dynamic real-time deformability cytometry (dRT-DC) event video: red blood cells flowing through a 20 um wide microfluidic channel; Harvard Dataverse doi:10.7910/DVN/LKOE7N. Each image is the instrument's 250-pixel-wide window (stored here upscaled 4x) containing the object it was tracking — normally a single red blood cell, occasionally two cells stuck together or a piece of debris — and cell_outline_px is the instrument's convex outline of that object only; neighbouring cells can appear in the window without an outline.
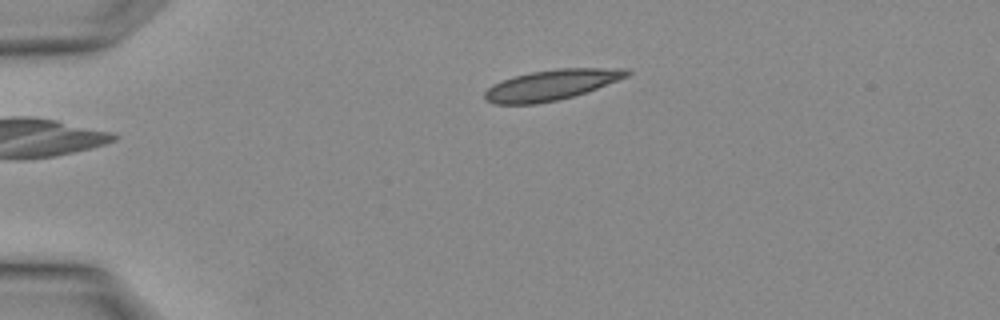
{"species": "Egyptian fruit bat (a non-hibernating species)", "species_latin": "Rousettus aegyptiacus", "temperature_condition": "warm", "stored_images_in_passage": 3, "camera_frame_rate_fps": 3000, "um_per_image_px": 0.085, "animal": {"sex": "female"}, "frame": {"image": 1, "passage_image": 3, "time_ms": 0.667, "image_size_px": [1000, 320], "cell_outline_px": [[632, 72], [628, 76], [596, 88], [572, 96], [556, 100], [536, 104], [492, 104], [484, 100], [484, 92], [492, 84], [500, 80], [512, 76], [532, 72], [556, 68], [628, 68]], "centroid_in_image_um": [46.81, 7.21], "position_along_channel_um": 38.2, "area_um2": 25.26}}